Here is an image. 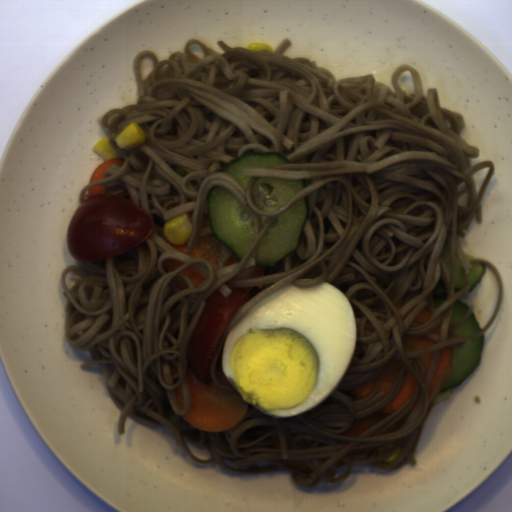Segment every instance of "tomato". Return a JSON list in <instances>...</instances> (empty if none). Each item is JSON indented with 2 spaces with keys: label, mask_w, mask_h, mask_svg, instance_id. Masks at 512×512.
<instances>
[{
  "label": "tomato",
  "mask_w": 512,
  "mask_h": 512,
  "mask_svg": "<svg viewBox=\"0 0 512 512\" xmlns=\"http://www.w3.org/2000/svg\"><path fill=\"white\" fill-rule=\"evenodd\" d=\"M153 229L152 216L138 205L101 193L77 208L68 224L66 244L77 262L98 261L140 244Z\"/></svg>",
  "instance_id": "512abeb7"
},
{
  "label": "tomato",
  "mask_w": 512,
  "mask_h": 512,
  "mask_svg": "<svg viewBox=\"0 0 512 512\" xmlns=\"http://www.w3.org/2000/svg\"><path fill=\"white\" fill-rule=\"evenodd\" d=\"M225 298L221 291L208 297L187 342L189 365L197 379L205 385L211 381V366L218 344L239 309L248 301L254 286H227Z\"/></svg>",
  "instance_id": "da07e99c"
}]
</instances>
